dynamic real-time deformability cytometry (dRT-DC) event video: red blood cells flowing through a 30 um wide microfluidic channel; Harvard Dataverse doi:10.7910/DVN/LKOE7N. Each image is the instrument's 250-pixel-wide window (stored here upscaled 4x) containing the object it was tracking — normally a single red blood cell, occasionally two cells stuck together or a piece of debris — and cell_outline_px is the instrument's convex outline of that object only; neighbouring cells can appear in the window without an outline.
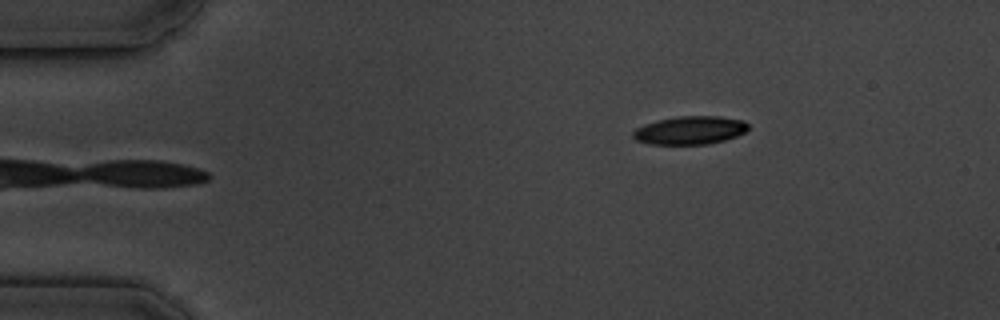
{"species": "common noctule bat (a hibernating species)", "species_latin": "Nyctalus noctula", "temperature_condition": "cold", "stored_images_in_passage": 6, "camera_frame_rate_fps": 3000, "um_per_image_px": 0.085, "animal": {"sex": "male", "body_mass_g": 19.5, "forearm_length_mm": 54.6}, "frame": {"image": 1, "passage_image": 6, "time_ms": 6.0, "image_size_px": [1000, 320], "cell_outline_px": [[748, 128], [744, 132], [736, 136], [724, 140], [708, 144], [648, 144], [636, 140], [632, 136], [632, 132], [636, 128], [644, 124], [660, 120], [680, 116], [720, 116], [744, 120], [748, 124]], "centroid_in_image_um": [58.64, 11.07], "position_along_channel_um": 26.4, "area_um2": 18.9}}